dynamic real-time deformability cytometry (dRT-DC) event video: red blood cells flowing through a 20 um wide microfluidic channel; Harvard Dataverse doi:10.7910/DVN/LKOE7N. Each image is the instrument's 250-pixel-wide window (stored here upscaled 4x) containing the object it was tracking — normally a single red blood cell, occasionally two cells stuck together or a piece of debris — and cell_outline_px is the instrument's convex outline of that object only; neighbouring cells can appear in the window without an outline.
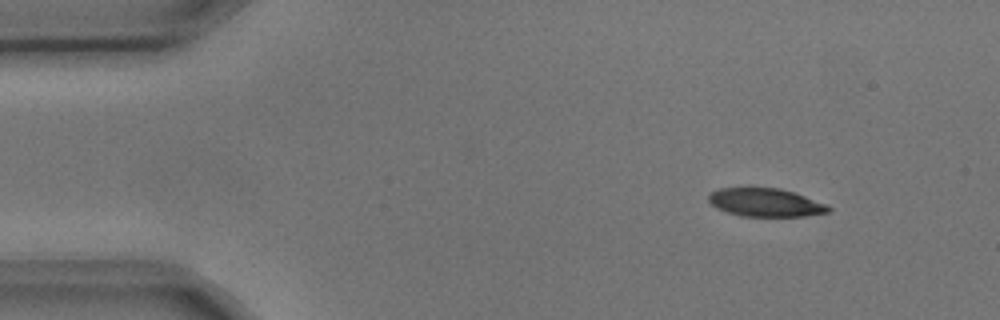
{"species": "common noctule bat (a hibernating species)", "species_latin": "Nyctalus noctula", "temperature_condition": "cold", "stored_images_in_passage": 6, "camera_frame_rate_fps": 3000, "um_per_image_px": 0.085, "animal": {"sex": "male", "body_mass_g": 17.9, "forearm_length_mm": 54.2}, "frame": {"image": 1, "passage_image": 1, "time_ms": 0.0, "image_size_px": [1000, 320], "cell_outline_px": [[832, 212], [804, 216], [740, 216], [716, 208], [708, 200], [708, 196], [712, 192], [720, 188], [780, 188], [828, 204], [832, 208]], "centroid_in_image_um": [65.11, 17.22], "position_along_channel_um": 19.9, "area_um2": 19.71}}
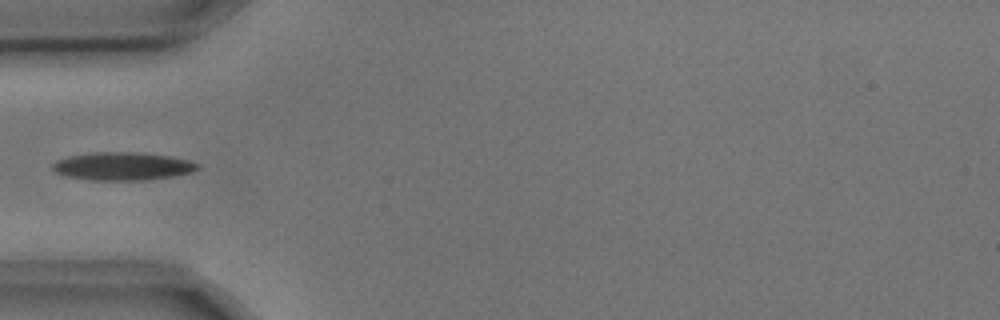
{"frame": {"image": 2, "passage_image": 4, "time_ms": 1.0, "image_size_px": [1000, 320], "cell_outline_px": [[200, 168], [192, 172], [172, 176], [144, 180], [92, 180], [64, 176], [56, 172], [52, 168], [52, 164], [56, 160], [68, 156], [92, 152], [136, 152], [168, 156], [188, 160], [200, 164]], "centroid_in_image_um": [10.4, 14.13], "position_along_channel_um": 74.6, "area_um2": 23.7}}
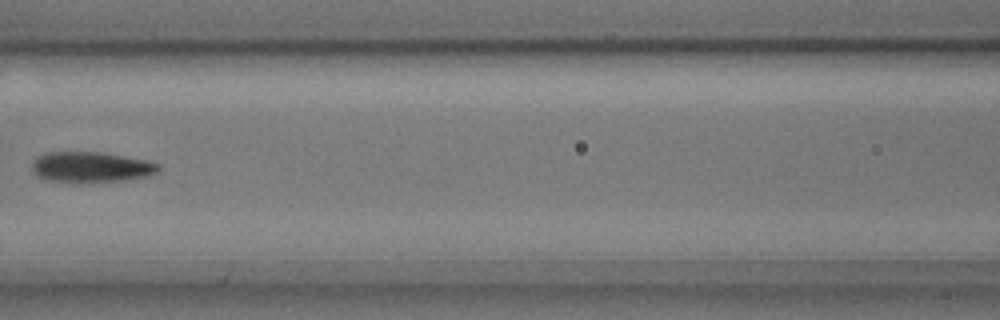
{"frame": {"image": 3, "passage_image": 6, "time_ms": 1.667, "image_size_px": [1000, 320], "cell_outline_px": [[160, 168], [156, 172], [148, 176], [128, 180], [76, 184], [44, 180], [36, 176], [32, 172], [32, 164], [40, 156], [48, 152], [100, 152], [148, 160], [160, 164]], "centroid_in_image_um": [7.73, 14.24], "position_along_channel_um": 158.9, "area_um2": 23.06}}